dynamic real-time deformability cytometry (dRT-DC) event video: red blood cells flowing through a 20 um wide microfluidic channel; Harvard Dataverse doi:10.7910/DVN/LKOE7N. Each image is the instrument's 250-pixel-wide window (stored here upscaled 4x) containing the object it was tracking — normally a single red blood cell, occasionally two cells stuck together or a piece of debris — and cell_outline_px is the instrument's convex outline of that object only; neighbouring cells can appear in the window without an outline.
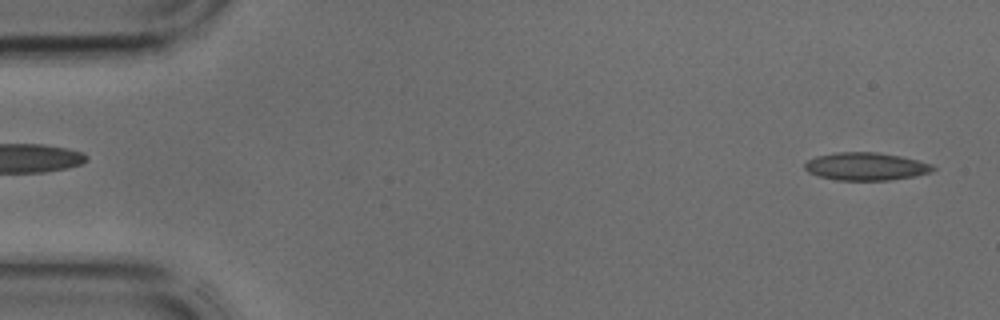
{"species": "common noctule bat (a hibernating species)", "species_latin": "Nyctalus noctula", "temperature_condition": "cold", "stored_images_in_passage": 11, "camera_frame_rate_fps": 3000, "um_per_image_px": 0.085, "animal": {"sex": "male", "body_mass_g": 17.9, "forearm_length_mm": 54.2}, "frame": {"image": 1, "passage_image": 1, "time_ms": 0.0, "image_size_px": [1000, 320], "cell_outline_px": [[936, 168], [932, 172], [916, 176], [888, 180], [836, 180], [820, 176], [808, 172], [804, 168], [804, 164], [808, 160], [816, 156], [836, 152], [876, 152], [900, 156], [932, 164]], "centroid_in_image_um": [73.61, 14.15], "position_along_channel_um": 11.4, "area_um2": 20.75}}
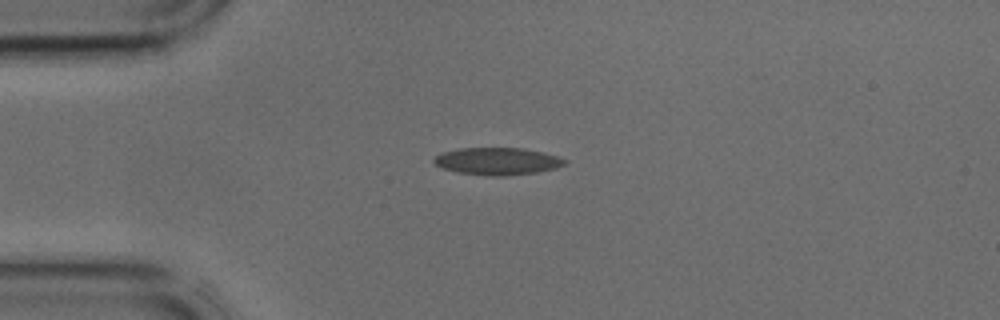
{"frame": {"image": 2, "passage_image": 9, "time_ms": 2.667, "image_size_px": [1000, 320], "cell_outline_px": [[568, 160], [564, 164], [556, 168], [536, 172], [504, 176], [488, 176], [456, 172], [444, 168], [436, 164], [432, 160], [436, 156], [444, 152], [460, 148], [524, 148], [556, 156]], "centroid_in_image_um": [42.27, 13.71], "position_along_channel_um": 42.7, "area_um2": 20.58}}